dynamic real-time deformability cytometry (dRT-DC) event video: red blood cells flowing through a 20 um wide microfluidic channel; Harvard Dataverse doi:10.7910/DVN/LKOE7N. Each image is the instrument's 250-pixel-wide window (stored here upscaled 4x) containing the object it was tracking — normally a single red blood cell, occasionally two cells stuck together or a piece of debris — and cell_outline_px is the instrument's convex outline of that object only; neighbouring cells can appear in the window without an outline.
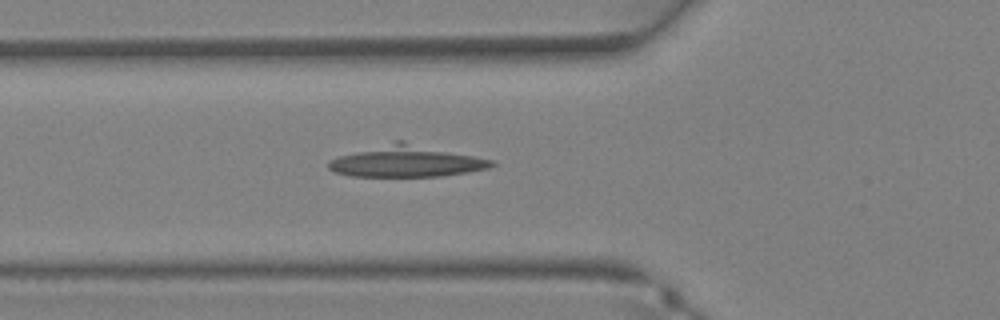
{"species": "Egyptian fruit bat (a non-hibernating species)", "species_latin": "Rousettus aegyptiacus", "temperature_condition": "warm", "stored_images_in_passage": 37, "camera_frame_rate_fps": 3000, "um_per_image_px": 0.085, "animal": {"sex": "female"}, "frame": {"image": 1, "passage_image": 13, "time_ms": 4.0, "image_size_px": [1000, 320], "cell_outline_px": [[496, 164], [488, 168], [440, 176], [348, 176], [336, 172], [328, 168], [328, 160], [340, 156], [392, 140], [404, 140], [492, 160]], "centroid_in_image_um": [34.51, 13.69], "position_along_channel_um": 91.3, "area_um2": 29.65}}
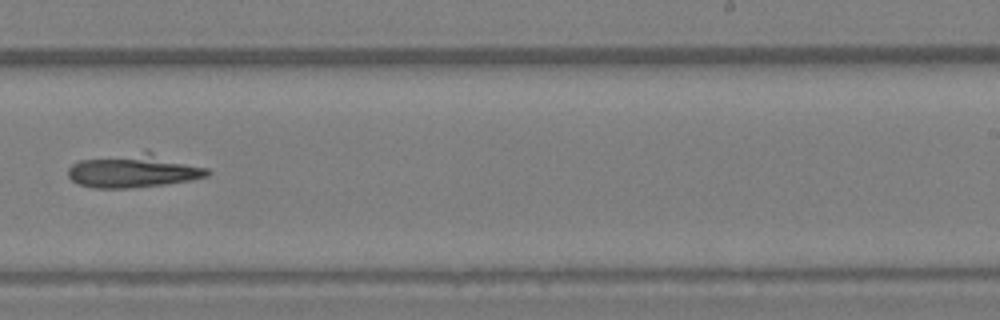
{"frame": {"image": 2, "passage_image": 23, "time_ms": 7.333, "image_size_px": [1000, 320], "cell_outline_px": [[212, 172], [208, 176], [188, 180], [164, 184], [128, 188], [92, 188], [80, 184], [72, 180], [68, 176], [68, 168], [72, 164], [80, 160], [148, 152], [152, 152], [208, 168]], "centroid_in_image_um": [11.38, 14.54], "position_along_channel_um": 277.6, "area_um2": 26.53}}
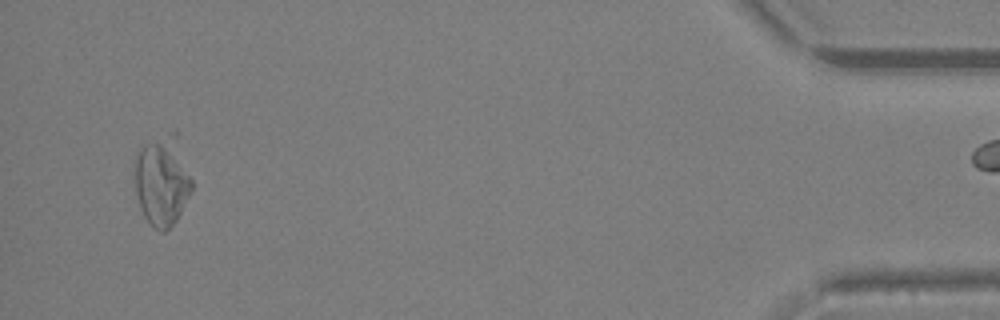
{"frame": {"image": 3, "passage_image": 35, "time_ms": 11.333, "image_size_px": [1000, 320], "cell_outline_px": [[192, 192], [176, 220], [164, 232], [160, 232], [144, 216], [140, 208], [136, 192], [132, 168], [136, 152], [144, 144], [176, 128], [192, 180]], "centroid_in_image_um": [13.78, 15.29], "position_along_channel_um": 421.4, "area_um2": 30.69}}